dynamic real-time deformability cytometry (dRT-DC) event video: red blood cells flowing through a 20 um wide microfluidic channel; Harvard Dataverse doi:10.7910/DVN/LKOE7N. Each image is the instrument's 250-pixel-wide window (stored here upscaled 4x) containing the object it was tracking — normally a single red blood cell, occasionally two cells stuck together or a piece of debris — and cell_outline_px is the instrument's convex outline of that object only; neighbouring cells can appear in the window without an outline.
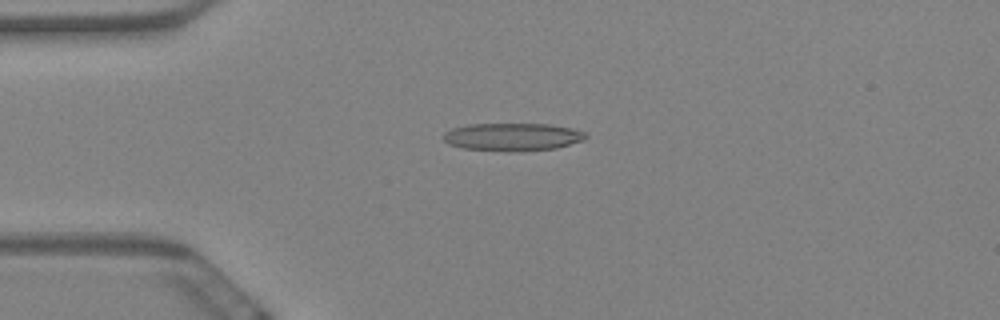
{"species": "Egyptian fruit bat (a non-hibernating species)", "species_latin": "Rousettus aegyptiacus", "temperature_condition": "warm", "stored_images_in_passage": 59, "camera_frame_rate_fps": 3000, "um_per_image_px": 0.085, "animal": {"sex": "female"}, "frame": {"image": 1, "passage_image": 15, "time_ms": 4.667, "image_size_px": [1000, 320], "cell_outline_px": [[588, 136], [584, 140], [556, 148], [516, 152], [508, 152], [464, 148], [448, 144], [444, 140], [444, 132], [452, 128], [468, 124], [548, 124], [572, 128], [584, 132]], "centroid_in_image_um": [43.56, 11.64], "position_along_channel_um": 41.4, "area_um2": 23.18}}
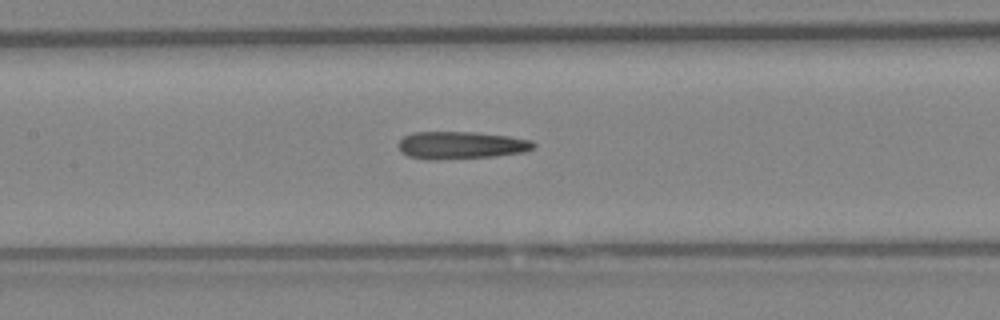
{"frame": {"image": 2, "passage_image": 28, "time_ms": 9.0, "image_size_px": [1000, 320], "cell_outline_px": [[536, 144], [532, 148], [524, 152], [496, 156], [440, 160], [428, 160], [408, 156], [400, 152], [396, 144], [404, 136], [412, 132], [476, 132], [508, 136], [532, 140]], "centroid_in_image_um": [39.14, 12.35], "position_along_channel_um": 168.3, "area_um2": 21.96}}
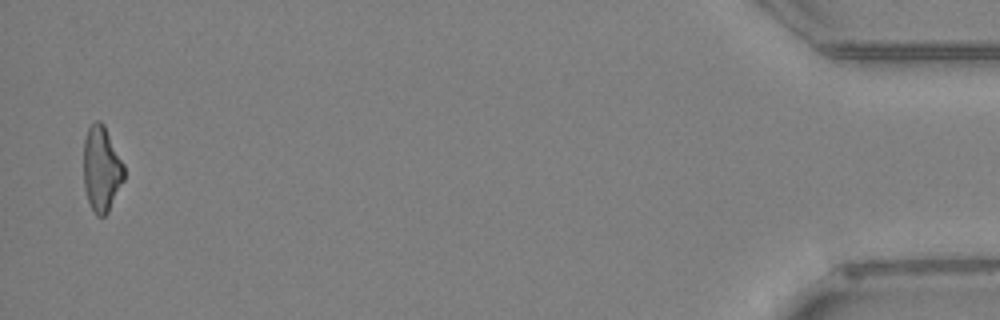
{"frame": {"image": 3, "passage_image": 58, "time_ms": 19.0, "image_size_px": [1000, 320], "cell_outline_px": [[124, 180], [108, 212], [104, 216], [96, 216], [88, 200], [84, 188], [84, 140], [88, 128], [96, 120], [100, 120], [104, 124], [124, 164]], "centroid_in_image_um": [8.63, 14.35], "position_along_channel_um": 426.6, "area_um2": 20.11}, "authors_computed_cell_mechanics": {"area_um2": 21.9062, "velocity_mm_per_s": 3.494, "shape_relaxation_time_tau1_ms": null, "shape_relaxation_time_tau2_ms": 7.7468, "deformation_change_tau1": null, "deformation_change_tau2": 0.2428}}